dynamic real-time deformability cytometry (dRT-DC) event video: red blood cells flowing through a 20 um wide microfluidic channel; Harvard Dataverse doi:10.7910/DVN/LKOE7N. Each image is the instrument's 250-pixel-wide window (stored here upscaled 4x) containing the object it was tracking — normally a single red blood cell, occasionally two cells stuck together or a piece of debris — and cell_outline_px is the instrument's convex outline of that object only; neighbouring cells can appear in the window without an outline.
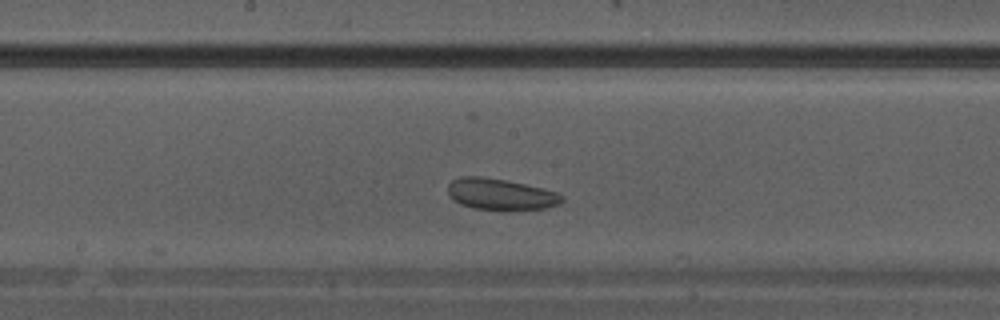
{"species": "Egyptian fruit bat (a non-hibernating species)", "species_latin": "Rousettus aegyptiacus", "temperature_condition": "warm", "stored_images_in_passage": 14, "camera_frame_rate_fps": 3000, "um_per_image_px": 0.085, "animal": {"sex": "male"}, "frame": {"image": 1, "passage_image": 8, "time_ms": 2.333, "image_size_px": [1000, 320], "cell_outline_px": [[564, 200], [560, 204], [544, 208], [476, 208], [460, 204], [448, 192], [448, 184], [452, 180], [460, 176], [480, 176], [504, 180], [524, 184], [556, 192], [564, 196]], "centroid_in_image_um": [42.54, 16.48], "position_along_channel_um": 205.7, "area_um2": 20.0}}
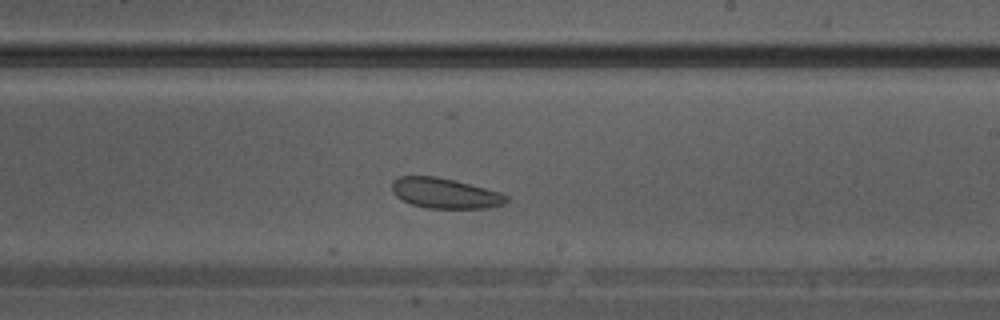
{"frame": {"image": 2, "passage_image": 10, "time_ms": 3.0, "image_size_px": [1000, 320], "cell_outline_px": [[508, 200], [504, 204], [488, 208], [424, 208], [412, 204], [396, 196], [392, 192], [392, 184], [400, 176], [436, 176], [500, 192], [508, 196]], "centroid_in_image_um": [37.83, 16.44], "position_along_channel_um": 251.2, "area_um2": 19.94}}